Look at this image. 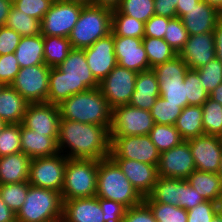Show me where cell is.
Returning <instances> with one entry per match:
<instances>
[{"label": "cell", "mask_w": 222, "mask_h": 222, "mask_svg": "<svg viewBox=\"0 0 222 222\" xmlns=\"http://www.w3.org/2000/svg\"><path fill=\"white\" fill-rule=\"evenodd\" d=\"M57 146L68 159L107 158L111 151L110 126L60 119Z\"/></svg>", "instance_id": "6da1fadb"}, {"label": "cell", "mask_w": 222, "mask_h": 222, "mask_svg": "<svg viewBox=\"0 0 222 222\" xmlns=\"http://www.w3.org/2000/svg\"><path fill=\"white\" fill-rule=\"evenodd\" d=\"M98 87L84 49L72 48L67 58L50 70L47 102L59 105L74 94Z\"/></svg>", "instance_id": "7a4b0ae2"}, {"label": "cell", "mask_w": 222, "mask_h": 222, "mask_svg": "<svg viewBox=\"0 0 222 222\" xmlns=\"http://www.w3.org/2000/svg\"><path fill=\"white\" fill-rule=\"evenodd\" d=\"M61 119L85 124L111 126L112 109L101 89L92 88L74 94L59 105Z\"/></svg>", "instance_id": "3957f363"}, {"label": "cell", "mask_w": 222, "mask_h": 222, "mask_svg": "<svg viewBox=\"0 0 222 222\" xmlns=\"http://www.w3.org/2000/svg\"><path fill=\"white\" fill-rule=\"evenodd\" d=\"M96 196L121 203L126 208L144 201V198L110 156L98 162Z\"/></svg>", "instance_id": "277c9868"}, {"label": "cell", "mask_w": 222, "mask_h": 222, "mask_svg": "<svg viewBox=\"0 0 222 222\" xmlns=\"http://www.w3.org/2000/svg\"><path fill=\"white\" fill-rule=\"evenodd\" d=\"M112 10L93 4L84 5L69 35L72 48L84 49L111 33Z\"/></svg>", "instance_id": "5b68a950"}, {"label": "cell", "mask_w": 222, "mask_h": 222, "mask_svg": "<svg viewBox=\"0 0 222 222\" xmlns=\"http://www.w3.org/2000/svg\"><path fill=\"white\" fill-rule=\"evenodd\" d=\"M63 199L58 191L29 186L21 209L16 214L17 222H61Z\"/></svg>", "instance_id": "8992f818"}, {"label": "cell", "mask_w": 222, "mask_h": 222, "mask_svg": "<svg viewBox=\"0 0 222 222\" xmlns=\"http://www.w3.org/2000/svg\"><path fill=\"white\" fill-rule=\"evenodd\" d=\"M98 162L95 159H68L61 191L63 200L96 196Z\"/></svg>", "instance_id": "52a82bcc"}, {"label": "cell", "mask_w": 222, "mask_h": 222, "mask_svg": "<svg viewBox=\"0 0 222 222\" xmlns=\"http://www.w3.org/2000/svg\"><path fill=\"white\" fill-rule=\"evenodd\" d=\"M159 83L160 96L169 103L178 104L182 109L188 106L184 78L188 65L177 55L152 68Z\"/></svg>", "instance_id": "ba28073f"}, {"label": "cell", "mask_w": 222, "mask_h": 222, "mask_svg": "<svg viewBox=\"0 0 222 222\" xmlns=\"http://www.w3.org/2000/svg\"><path fill=\"white\" fill-rule=\"evenodd\" d=\"M155 125L150 111L131 105L112 109L110 137L149 135Z\"/></svg>", "instance_id": "9c48e42d"}, {"label": "cell", "mask_w": 222, "mask_h": 222, "mask_svg": "<svg viewBox=\"0 0 222 222\" xmlns=\"http://www.w3.org/2000/svg\"><path fill=\"white\" fill-rule=\"evenodd\" d=\"M67 161L68 158L60 152L54 156L33 158L28 183L61 193Z\"/></svg>", "instance_id": "30bf717a"}, {"label": "cell", "mask_w": 222, "mask_h": 222, "mask_svg": "<svg viewBox=\"0 0 222 222\" xmlns=\"http://www.w3.org/2000/svg\"><path fill=\"white\" fill-rule=\"evenodd\" d=\"M51 68L37 64L20 68L11 86L28 102H47Z\"/></svg>", "instance_id": "8fae6325"}, {"label": "cell", "mask_w": 222, "mask_h": 222, "mask_svg": "<svg viewBox=\"0 0 222 222\" xmlns=\"http://www.w3.org/2000/svg\"><path fill=\"white\" fill-rule=\"evenodd\" d=\"M112 159H129L158 165L160 152L149 135L110 137Z\"/></svg>", "instance_id": "7c38bea8"}, {"label": "cell", "mask_w": 222, "mask_h": 222, "mask_svg": "<svg viewBox=\"0 0 222 222\" xmlns=\"http://www.w3.org/2000/svg\"><path fill=\"white\" fill-rule=\"evenodd\" d=\"M84 5L56 0L41 20L43 36L69 37Z\"/></svg>", "instance_id": "4fadbf2b"}, {"label": "cell", "mask_w": 222, "mask_h": 222, "mask_svg": "<svg viewBox=\"0 0 222 222\" xmlns=\"http://www.w3.org/2000/svg\"><path fill=\"white\" fill-rule=\"evenodd\" d=\"M137 74L117 64L101 81L99 88L111 109L129 104L135 90Z\"/></svg>", "instance_id": "5bb4252c"}, {"label": "cell", "mask_w": 222, "mask_h": 222, "mask_svg": "<svg viewBox=\"0 0 222 222\" xmlns=\"http://www.w3.org/2000/svg\"><path fill=\"white\" fill-rule=\"evenodd\" d=\"M60 119L58 105L48 102L29 103L21 124L35 133L58 138Z\"/></svg>", "instance_id": "9a60e30c"}, {"label": "cell", "mask_w": 222, "mask_h": 222, "mask_svg": "<svg viewBox=\"0 0 222 222\" xmlns=\"http://www.w3.org/2000/svg\"><path fill=\"white\" fill-rule=\"evenodd\" d=\"M194 170L195 162L187 141L184 140L178 146L160 153L158 176L186 179Z\"/></svg>", "instance_id": "2e32d148"}, {"label": "cell", "mask_w": 222, "mask_h": 222, "mask_svg": "<svg viewBox=\"0 0 222 222\" xmlns=\"http://www.w3.org/2000/svg\"><path fill=\"white\" fill-rule=\"evenodd\" d=\"M186 141L189 143L196 170L217 173L222 155V137L203 134Z\"/></svg>", "instance_id": "e0dca14e"}, {"label": "cell", "mask_w": 222, "mask_h": 222, "mask_svg": "<svg viewBox=\"0 0 222 222\" xmlns=\"http://www.w3.org/2000/svg\"><path fill=\"white\" fill-rule=\"evenodd\" d=\"M84 52L91 73L99 84L118 64L114 51V35L112 33L84 48Z\"/></svg>", "instance_id": "ac0fdd59"}, {"label": "cell", "mask_w": 222, "mask_h": 222, "mask_svg": "<svg viewBox=\"0 0 222 222\" xmlns=\"http://www.w3.org/2000/svg\"><path fill=\"white\" fill-rule=\"evenodd\" d=\"M114 51L119 66L137 73L151 69L142 39L114 36Z\"/></svg>", "instance_id": "d6986e66"}, {"label": "cell", "mask_w": 222, "mask_h": 222, "mask_svg": "<svg viewBox=\"0 0 222 222\" xmlns=\"http://www.w3.org/2000/svg\"><path fill=\"white\" fill-rule=\"evenodd\" d=\"M189 69H199L216 58L213 32L189 35L178 54Z\"/></svg>", "instance_id": "ffe728a7"}, {"label": "cell", "mask_w": 222, "mask_h": 222, "mask_svg": "<svg viewBox=\"0 0 222 222\" xmlns=\"http://www.w3.org/2000/svg\"><path fill=\"white\" fill-rule=\"evenodd\" d=\"M113 160L143 198L151 194L159 177L157 166L129 159Z\"/></svg>", "instance_id": "44dd1931"}, {"label": "cell", "mask_w": 222, "mask_h": 222, "mask_svg": "<svg viewBox=\"0 0 222 222\" xmlns=\"http://www.w3.org/2000/svg\"><path fill=\"white\" fill-rule=\"evenodd\" d=\"M180 19L189 35H197L213 32L222 20V14L217 8L200 0Z\"/></svg>", "instance_id": "7402d4cb"}, {"label": "cell", "mask_w": 222, "mask_h": 222, "mask_svg": "<svg viewBox=\"0 0 222 222\" xmlns=\"http://www.w3.org/2000/svg\"><path fill=\"white\" fill-rule=\"evenodd\" d=\"M61 222H104L98 197L63 200Z\"/></svg>", "instance_id": "603a6c76"}, {"label": "cell", "mask_w": 222, "mask_h": 222, "mask_svg": "<svg viewBox=\"0 0 222 222\" xmlns=\"http://www.w3.org/2000/svg\"><path fill=\"white\" fill-rule=\"evenodd\" d=\"M160 96L159 83L153 69L141 71L136 76L135 90L129 105L150 111Z\"/></svg>", "instance_id": "cb8c5ba5"}, {"label": "cell", "mask_w": 222, "mask_h": 222, "mask_svg": "<svg viewBox=\"0 0 222 222\" xmlns=\"http://www.w3.org/2000/svg\"><path fill=\"white\" fill-rule=\"evenodd\" d=\"M57 139L35 133L21 124V152L31 159L54 156L59 153Z\"/></svg>", "instance_id": "d4e9b609"}, {"label": "cell", "mask_w": 222, "mask_h": 222, "mask_svg": "<svg viewBox=\"0 0 222 222\" xmlns=\"http://www.w3.org/2000/svg\"><path fill=\"white\" fill-rule=\"evenodd\" d=\"M28 104L11 85H5L0 91V120L21 124Z\"/></svg>", "instance_id": "484cf974"}, {"label": "cell", "mask_w": 222, "mask_h": 222, "mask_svg": "<svg viewBox=\"0 0 222 222\" xmlns=\"http://www.w3.org/2000/svg\"><path fill=\"white\" fill-rule=\"evenodd\" d=\"M31 160L23 152L0 157V185L28 181Z\"/></svg>", "instance_id": "4316f807"}, {"label": "cell", "mask_w": 222, "mask_h": 222, "mask_svg": "<svg viewBox=\"0 0 222 222\" xmlns=\"http://www.w3.org/2000/svg\"><path fill=\"white\" fill-rule=\"evenodd\" d=\"M43 35L21 37L14 54L19 67H30L44 62Z\"/></svg>", "instance_id": "83f0119b"}, {"label": "cell", "mask_w": 222, "mask_h": 222, "mask_svg": "<svg viewBox=\"0 0 222 222\" xmlns=\"http://www.w3.org/2000/svg\"><path fill=\"white\" fill-rule=\"evenodd\" d=\"M174 126L185 141L203 135L202 106L188 105L184 107Z\"/></svg>", "instance_id": "f1b7e54d"}, {"label": "cell", "mask_w": 222, "mask_h": 222, "mask_svg": "<svg viewBox=\"0 0 222 222\" xmlns=\"http://www.w3.org/2000/svg\"><path fill=\"white\" fill-rule=\"evenodd\" d=\"M186 180L205 201L215 202L222 194V182L217 173L194 170Z\"/></svg>", "instance_id": "f546056e"}, {"label": "cell", "mask_w": 222, "mask_h": 222, "mask_svg": "<svg viewBox=\"0 0 222 222\" xmlns=\"http://www.w3.org/2000/svg\"><path fill=\"white\" fill-rule=\"evenodd\" d=\"M182 195V179L159 176L149 197L158 203L179 206Z\"/></svg>", "instance_id": "4dcf8cb0"}, {"label": "cell", "mask_w": 222, "mask_h": 222, "mask_svg": "<svg viewBox=\"0 0 222 222\" xmlns=\"http://www.w3.org/2000/svg\"><path fill=\"white\" fill-rule=\"evenodd\" d=\"M43 42L44 62L50 68L58 67L72 49L68 37L43 36Z\"/></svg>", "instance_id": "1f68e13d"}, {"label": "cell", "mask_w": 222, "mask_h": 222, "mask_svg": "<svg viewBox=\"0 0 222 222\" xmlns=\"http://www.w3.org/2000/svg\"><path fill=\"white\" fill-rule=\"evenodd\" d=\"M144 27V22L122 14L118 9L112 10L111 33L114 36L143 39Z\"/></svg>", "instance_id": "d6a6232c"}, {"label": "cell", "mask_w": 222, "mask_h": 222, "mask_svg": "<svg viewBox=\"0 0 222 222\" xmlns=\"http://www.w3.org/2000/svg\"><path fill=\"white\" fill-rule=\"evenodd\" d=\"M5 26L15 30L22 37L41 34V21L28 16L14 6L11 7Z\"/></svg>", "instance_id": "836d02e7"}, {"label": "cell", "mask_w": 222, "mask_h": 222, "mask_svg": "<svg viewBox=\"0 0 222 222\" xmlns=\"http://www.w3.org/2000/svg\"><path fill=\"white\" fill-rule=\"evenodd\" d=\"M142 43L150 68H154L156 65L164 63L178 55L164 39L144 37Z\"/></svg>", "instance_id": "e575fe53"}, {"label": "cell", "mask_w": 222, "mask_h": 222, "mask_svg": "<svg viewBox=\"0 0 222 222\" xmlns=\"http://www.w3.org/2000/svg\"><path fill=\"white\" fill-rule=\"evenodd\" d=\"M149 136L160 153L174 148L184 141L174 125L155 123Z\"/></svg>", "instance_id": "d590c367"}, {"label": "cell", "mask_w": 222, "mask_h": 222, "mask_svg": "<svg viewBox=\"0 0 222 222\" xmlns=\"http://www.w3.org/2000/svg\"><path fill=\"white\" fill-rule=\"evenodd\" d=\"M202 112L204 134L222 137V105L209 97Z\"/></svg>", "instance_id": "8d00e7d4"}, {"label": "cell", "mask_w": 222, "mask_h": 222, "mask_svg": "<svg viewBox=\"0 0 222 222\" xmlns=\"http://www.w3.org/2000/svg\"><path fill=\"white\" fill-rule=\"evenodd\" d=\"M144 202L151 209L157 222H187V210L179 206L154 202L149 196Z\"/></svg>", "instance_id": "74e56055"}, {"label": "cell", "mask_w": 222, "mask_h": 222, "mask_svg": "<svg viewBox=\"0 0 222 222\" xmlns=\"http://www.w3.org/2000/svg\"><path fill=\"white\" fill-rule=\"evenodd\" d=\"M29 186L28 181L0 185L1 199L15 214L24 204Z\"/></svg>", "instance_id": "f35d334b"}, {"label": "cell", "mask_w": 222, "mask_h": 222, "mask_svg": "<svg viewBox=\"0 0 222 222\" xmlns=\"http://www.w3.org/2000/svg\"><path fill=\"white\" fill-rule=\"evenodd\" d=\"M186 86V98L188 105L202 106L209 98V93L205 90L203 83L199 79L198 71L188 69L184 78Z\"/></svg>", "instance_id": "ab89813d"}, {"label": "cell", "mask_w": 222, "mask_h": 222, "mask_svg": "<svg viewBox=\"0 0 222 222\" xmlns=\"http://www.w3.org/2000/svg\"><path fill=\"white\" fill-rule=\"evenodd\" d=\"M182 108L178 104H172L159 96L150 110L154 122L163 125H175Z\"/></svg>", "instance_id": "60d3db41"}, {"label": "cell", "mask_w": 222, "mask_h": 222, "mask_svg": "<svg viewBox=\"0 0 222 222\" xmlns=\"http://www.w3.org/2000/svg\"><path fill=\"white\" fill-rule=\"evenodd\" d=\"M117 9L144 23L155 14L154 0H122Z\"/></svg>", "instance_id": "b9f144b4"}, {"label": "cell", "mask_w": 222, "mask_h": 222, "mask_svg": "<svg viewBox=\"0 0 222 222\" xmlns=\"http://www.w3.org/2000/svg\"><path fill=\"white\" fill-rule=\"evenodd\" d=\"M21 124H7L0 134V157L21 152Z\"/></svg>", "instance_id": "7bdbcfd3"}, {"label": "cell", "mask_w": 222, "mask_h": 222, "mask_svg": "<svg viewBox=\"0 0 222 222\" xmlns=\"http://www.w3.org/2000/svg\"><path fill=\"white\" fill-rule=\"evenodd\" d=\"M189 34L179 17L171 18L168 22L164 40L175 50L177 54L183 49Z\"/></svg>", "instance_id": "ee69618b"}, {"label": "cell", "mask_w": 222, "mask_h": 222, "mask_svg": "<svg viewBox=\"0 0 222 222\" xmlns=\"http://www.w3.org/2000/svg\"><path fill=\"white\" fill-rule=\"evenodd\" d=\"M197 71L199 79L209 95L222 83V64L217 58L197 69Z\"/></svg>", "instance_id": "f6af8a7d"}, {"label": "cell", "mask_w": 222, "mask_h": 222, "mask_svg": "<svg viewBox=\"0 0 222 222\" xmlns=\"http://www.w3.org/2000/svg\"><path fill=\"white\" fill-rule=\"evenodd\" d=\"M13 6L28 16L42 20L46 12L50 9L53 0H12Z\"/></svg>", "instance_id": "bcb514c9"}, {"label": "cell", "mask_w": 222, "mask_h": 222, "mask_svg": "<svg viewBox=\"0 0 222 222\" xmlns=\"http://www.w3.org/2000/svg\"><path fill=\"white\" fill-rule=\"evenodd\" d=\"M19 64L14 53L0 55V82L11 85L19 72Z\"/></svg>", "instance_id": "7dc6e473"}, {"label": "cell", "mask_w": 222, "mask_h": 222, "mask_svg": "<svg viewBox=\"0 0 222 222\" xmlns=\"http://www.w3.org/2000/svg\"><path fill=\"white\" fill-rule=\"evenodd\" d=\"M216 214L215 202L204 201L187 210V222H211Z\"/></svg>", "instance_id": "c3c4849f"}, {"label": "cell", "mask_w": 222, "mask_h": 222, "mask_svg": "<svg viewBox=\"0 0 222 222\" xmlns=\"http://www.w3.org/2000/svg\"><path fill=\"white\" fill-rule=\"evenodd\" d=\"M98 201L103 211L104 222H122L127 209L125 206L113 200L99 197Z\"/></svg>", "instance_id": "681fc988"}, {"label": "cell", "mask_w": 222, "mask_h": 222, "mask_svg": "<svg viewBox=\"0 0 222 222\" xmlns=\"http://www.w3.org/2000/svg\"><path fill=\"white\" fill-rule=\"evenodd\" d=\"M122 222H157L149 206L142 203L127 208Z\"/></svg>", "instance_id": "f907efd6"}, {"label": "cell", "mask_w": 222, "mask_h": 222, "mask_svg": "<svg viewBox=\"0 0 222 222\" xmlns=\"http://www.w3.org/2000/svg\"><path fill=\"white\" fill-rule=\"evenodd\" d=\"M21 35L6 26L0 27V55L14 53L20 43Z\"/></svg>", "instance_id": "816d5d0a"}, {"label": "cell", "mask_w": 222, "mask_h": 222, "mask_svg": "<svg viewBox=\"0 0 222 222\" xmlns=\"http://www.w3.org/2000/svg\"><path fill=\"white\" fill-rule=\"evenodd\" d=\"M170 19L171 18L154 14L145 23L144 37L163 39Z\"/></svg>", "instance_id": "f5cc1de1"}, {"label": "cell", "mask_w": 222, "mask_h": 222, "mask_svg": "<svg viewBox=\"0 0 222 222\" xmlns=\"http://www.w3.org/2000/svg\"><path fill=\"white\" fill-rule=\"evenodd\" d=\"M204 201V198L196 189H194L186 179H182V195L179 207L189 210Z\"/></svg>", "instance_id": "db71d44e"}, {"label": "cell", "mask_w": 222, "mask_h": 222, "mask_svg": "<svg viewBox=\"0 0 222 222\" xmlns=\"http://www.w3.org/2000/svg\"><path fill=\"white\" fill-rule=\"evenodd\" d=\"M177 2L178 0H154L155 15L165 16L168 18L177 17Z\"/></svg>", "instance_id": "11a10c76"}, {"label": "cell", "mask_w": 222, "mask_h": 222, "mask_svg": "<svg viewBox=\"0 0 222 222\" xmlns=\"http://www.w3.org/2000/svg\"><path fill=\"white\" fill-rule=\"evenodd\" d=\"M213 35H214V47L216 52V58L222 64V20L215 27Z\"/></svg>", "instance_id": "9f6ffc18"}, {"label": "cell", "mask_w": 222, "mask_h": 222, "mask_svg": "<svg viewBox=\"0 0 222 222\" xmlns=\"http://www.w3.org/2000/svg\"><path fill=\"white\" fill-rule=\"evenodd\" d=\"M0 222H17L16 214L5 204L0 197Z\"/></svg>", "instance_id": "6f0895ef"}, {"label": "cell", "mask_w": 222, "mask_h": 222, "mask_svg": "<svg viewBox=\"0 0 222 222\" xmlns=\"http://www.w3.org/2000/svg\"><path fill=\"white\" fill-rule=\"evenodd\" d=\"M200 0H178L176 6L177 17L181 18L184 14L187 13L196 3Z\"/></svg>", "instance_id": "680465c9"}, {"label": "cell", "mask_w": 222, "mask_h": 222, "mask_svg": "<svg viewBox=\"0 0 222 222\" xmlns=\"http://www.w3.org/2000/svg\"><path fill=\"white\" fill-rule=\"evenodd\" d=\"M12 6V0H0V27L5 26L8 14Z\"/></svg>", "instance_id": "91938a15"}, {"label": "cell", "mask_w": 222, "mask_h": 222, "mask_svg": "<svg viewBox=\"0 0 222 222\" xmlns=\"http://www.w3.org/2000/svg\"><path fill=\"white\" fill-rule=\"evenodd\" d=\"M121 1L122 0H92V4L114 10L120 6Z\"/></svg>", "instance_id": "94428289"}, {"label": "cell", "mask_w": 222, "mask_h": 222, "mask_svg": "<svg viewBox=\"0 0 222 222\" xmlns=\"http://www.w3.org/2000/svg\"><path fill=\"white\" fill-rule=\"evenodd\" d=\"M209 97L222 105V83L212 91Z\"/></svg>", "instance_id": "6125c7cd"}, {"label": "cell", "mask_w": 222, "mask_h": 222, "mask_svg": "<svg viewBox=\"0 0 222 222\" xmlns=\"http://www.w3.org/2000/svg\"><path fill=\"white\" fill-rule=\"evenodd\" d=\"M202 1L217 8L220 11V13L222 14V0H202Z\"/></svg>", "instance_id": "be15d7a7"}, {"label": "cell", "mask_w": 222, "mask_h": 222, "mask_svg": "<svg viewBox=\"0 0 222 222\" xmlns=\"http://www.w3.org/2000/svg\"><path fill=\"white\" fill-rule=\"evenodd\" d=\"M215 207L217 213H219L222 216V194L216 199Z\"/></svg>", "instance_id": "e7e4bbea"}, {"label": "cell", "mask_w": 222, "mask_h": 222, "mask_svg": "<svg viewBox=\"0 0 222 222\" xmlns=\"http://www.w3.org/2000/svg\"><path fill=\"white\" fill-rule=\"evenodd\" d=\"M63 2H71V3H78L81 5H90L92 4V0H61Z\"/></svg>", "instance_id": "03108f58"}, {"label": "cell", "mask_w": 222, "mask_h": 222, "mask_svg": "<svg viewBox=\"0 0 222 222\" xmlns=\"http://www.w3.org/2000/svg\"><path fill=\"white\" fill-rule=\"evenodd\" d=\"M211 222H222V216L217 213L211 220Z\"/></svg>", "instance_id": "003e7915"}, {"label": "cell", "mask_w": 222, "mask_h": 222, "mask_svg": "<svg viewBox=\"0 0 222 222\" xmlns=\"http://www.w3.org/2000/svg\"><path fill=\"white\" fill-rule=\"evenodd\" d=\"M217 174L219 175V178L221 179V182H222V155H221V160H220V167Z\"/></svg>", "instance_id": "a7ac6f4b"}, {"label": "cell", "mask_w": 222, "mask_h": 222, "mask_svg": "<svg viewBox=\"0 0 222 222\" xmlns=\"http://www.w3.org/2000/svg\"><path fill=\"white\" fill-rule=\"evenodd\" d=\"M6 125H7V124H6L4 121L0 120V134H1L2 129H3Z\"/></svg>", "instance_id": "89a4df30"}, {"label": "cell", "mask_w": 222, "mask_h": 222, "mask_svg": "<svg viewBox=\"0 0 222 222\" xmlns=\"http://www.w3.org/2000/svg\"><path fill=\"white\" fill-rule=\"evenodd\" d=\"M5 85L2 83V82H0V91L2 90V88L4 87Z\"/></svg>", "instance_id": "2644e50d"}]
</instances>
